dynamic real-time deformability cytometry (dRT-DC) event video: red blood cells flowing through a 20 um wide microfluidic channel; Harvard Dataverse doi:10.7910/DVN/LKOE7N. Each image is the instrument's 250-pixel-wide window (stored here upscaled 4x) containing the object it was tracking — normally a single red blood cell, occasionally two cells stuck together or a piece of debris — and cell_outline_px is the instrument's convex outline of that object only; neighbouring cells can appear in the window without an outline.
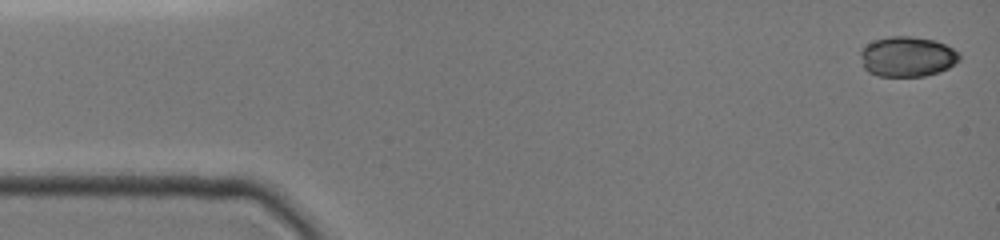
{"species": "common noctule bat (a hibernating species)", "species_latin": "Nyctalus noctula", "temperature_condition": "cold", "stored_images_in_passage": 42, "camera_frame_rate_fps": 3000, "um_per_image_px": 0.085, "animal": {"sex": "female", "body_mass_g": 19.0, "forearm_length_mm": 51.5}, "frame": {"image": 1, "passage_image": 1, "time_ms": 0.0, "image_size_px": [1000, 240], "cell_outline_px": [[960, 60], [948, 68], [940, 72], [924, 76], [880, 76], [868, 72], [864, 68], [860, 56], [860, 48], [876, 40], [892, 36], [912, 36], [936, 40], [960, 52]], "centroid_in_image_um": [77.13, 4.81], "position_along_channel_um": 7.9, "area_um2": 23.29}}
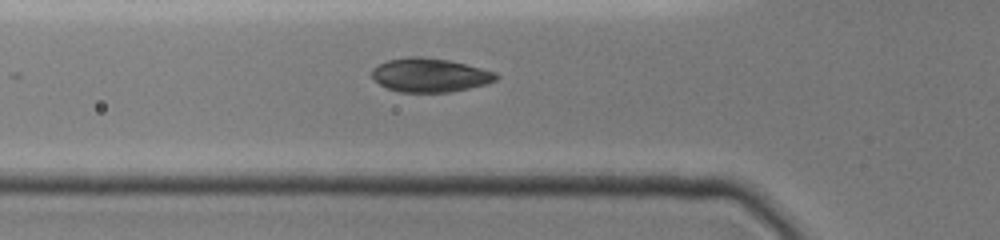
{"frame": {"image": 2, "passage_image": 16, "time_ms": 5.0, "image_size_px": [1000, 240], "cell_outline_px": [[500, 76], [496, 80], [484, 84], [452, 92], [400, 92], [388, 88], [380, 84], [372, 76], [372, 68], [388, 60], [408, 56], [424, 56], [448, 60], [496, 72]], "centroid_in_image_um": [36.54, 6.38], "position_along_channel_um": 89.3, "area_um2": 24.33}}
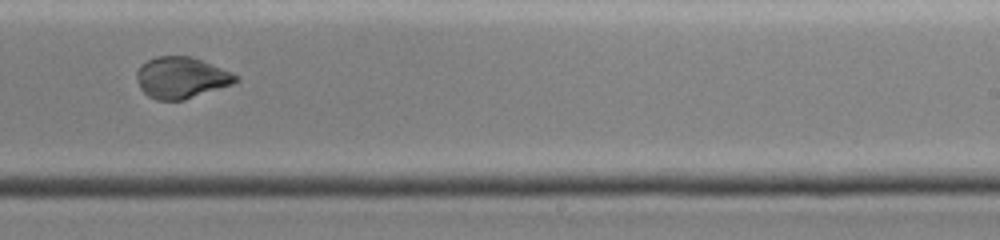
{"frame": {"image": 3, "passage_image": 30, "time_ms": 9.667, "image_size_px": [1000, 240], "cell_outline_px": [[240, 80], [232, 84], [184, 100], [156, 100], [148, 96], [140, 88], [136, 76], [136, 72], [140, 64], [156, 56], [188, 56], [200, 60], [220, 68], [236, 76]], "centroid_in_image_um": [15.35, 6.61], "position_along_channel_um": 273.7, "area_um2": 23.52}}